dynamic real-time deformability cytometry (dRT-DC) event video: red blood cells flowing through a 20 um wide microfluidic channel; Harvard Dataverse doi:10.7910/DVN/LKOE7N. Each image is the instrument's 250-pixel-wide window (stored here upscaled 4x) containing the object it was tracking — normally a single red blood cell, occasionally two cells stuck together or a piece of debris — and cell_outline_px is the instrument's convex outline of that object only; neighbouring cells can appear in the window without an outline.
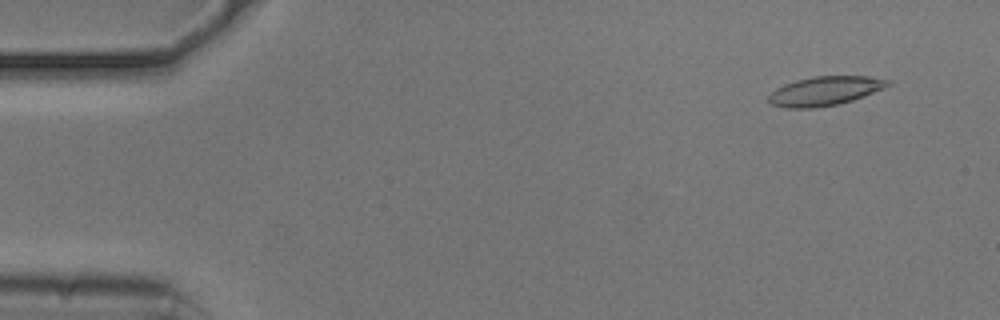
{"species": "common noctule bat (a hibernating species)", "species_latin": "Nyctalus noctula", "temperature_condition": "cold", "stored_images_in_passage": 54, "camera_frame_rate_fps": 3000, "um_per_image_px": 0.085, "animal": {"sex": "male", "body_mass_g": 20.5, "forearm_length_mm": 52.5}, "frame": {"image": 1, "passage_image": 4, "time_ms": 1.0, "image_size_px": [1000, 320], "cell_outline_px": [[892, 84], [884, 88], [852, 100], [836, 104], [812, 108], [784, 108], [768, 104], [768, 96], [776, 88], [784, 84], [796, 80], [812, 76], [868, 76], [892, 80]], "centroid_in_image_um": [70.09, 7.72], "position_along_channel_um": 14.9, "area_um2": 20.29}}
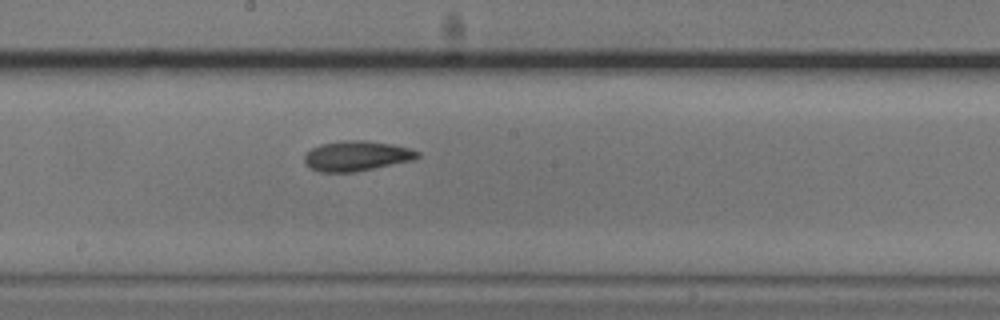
{"frame": {"image": 2, "passage_image": 29, "time_ms": 9.333, "image_size_px": [1000, 320], "cell_outline_px": [[420, 156], [412, 160], [356, 172], [320, 172], [308, 168], [304, 160], [304, 156], [312, 148], [320, 144], [344, 140], [364, 140], [392, 144], [408, 148], [420, 152]], "centroid_in_image_um": [30.28, 13.26], "position_along_channel_um": 217.9, "area_um2": 19.83}}
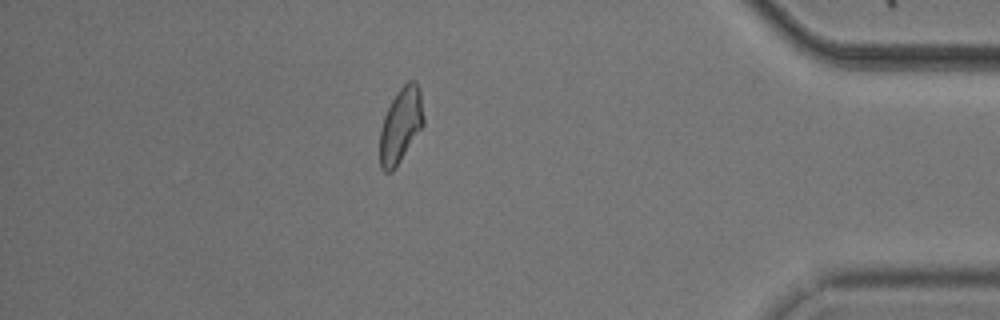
{"frame": {"image": 3, "passage_image": 47, "time_ms": 15.333, "image_size_px": [1000, 320], "cell_outline_px": [[424, 124], [392, 172], [384, 172], [380, 168], [380, 128], [384, 116], [396, 92], [408, 80], [416, 80], [420, 92], [424, 116]], "centroid_in_image_um": [34.05, 10.63], "position_along_channel_um": 401.1, "area_um2": 18.96}, "authors_computed_cell_mechanics": {"area_um2": 19.8254, "velocity_mm_per_s": 3.7067, "shape_relaxation_time_tau1_ms": 6.4469, "shape_relaxation_time_tau2_ms": 3.1462, "deformation_change_tau1": 0.1373, "deformation_change_tau2": 0.0895}}